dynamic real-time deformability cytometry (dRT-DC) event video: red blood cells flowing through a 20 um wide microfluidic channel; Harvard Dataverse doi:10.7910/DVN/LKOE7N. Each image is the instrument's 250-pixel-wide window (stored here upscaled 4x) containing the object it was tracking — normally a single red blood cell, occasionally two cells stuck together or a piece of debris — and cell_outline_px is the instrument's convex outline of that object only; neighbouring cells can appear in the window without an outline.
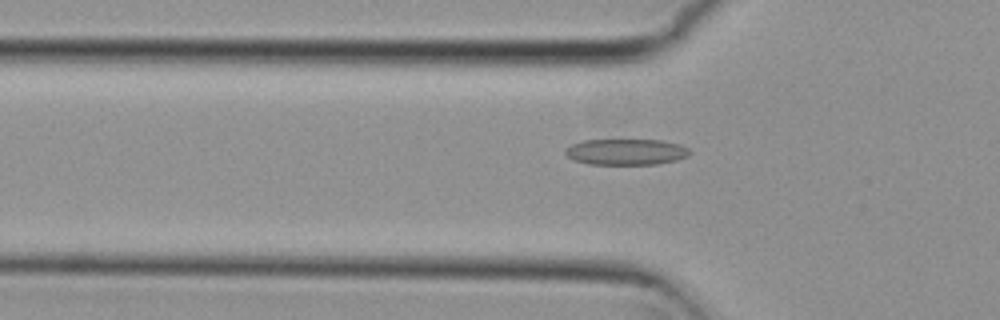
{"species": "common noctule bat (a hibernating species)", "species_latin": "Nyctalus noctula", "temperature_condition": "cold", "stored_images_in_passage": 52, "camera_frame_rate_fps": 3000, "um_per_image_px": 0.085, "animal": {"sex": "female", "body_mass_g": 29.2, "forearm_length_mm": 56.3}, "frame": {"image": 1, "passage_image": 17, "time_ms": 5.333, "image_size_px": [1000, 320], "cell_outline_px": [[692, 152], [688, 156], [676, 160], [656, 164], [588, 164], [572, 160], [564, 152], [564, 148], [572, 144], [584, 140], [660, 140], [680, 144], [688, 148]], "centroid_in_image_um": [53.2, 12.91], "position_along_channel_um": 72.6, "area_um2": 18.96}}
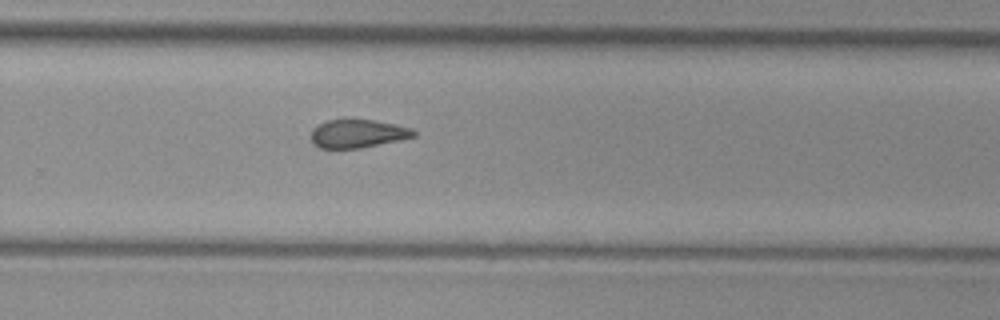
{"frame": {"image": 2, "passage_image": 35, "time_ms": 11.333, "image_size_px": [1000, 320], "cell_outline_px": [[416, 136], [400, 140], [360, 148], [320, 148], [312, 144], [312, 128], [316, 124], [328, 120], [376, 120], [396, 124], [412, 128], [416, 132]], "centroid_in_image_um": [30.41, 11.35], "position_along_channel_um": 299.4, "area_um2": 16.99}}
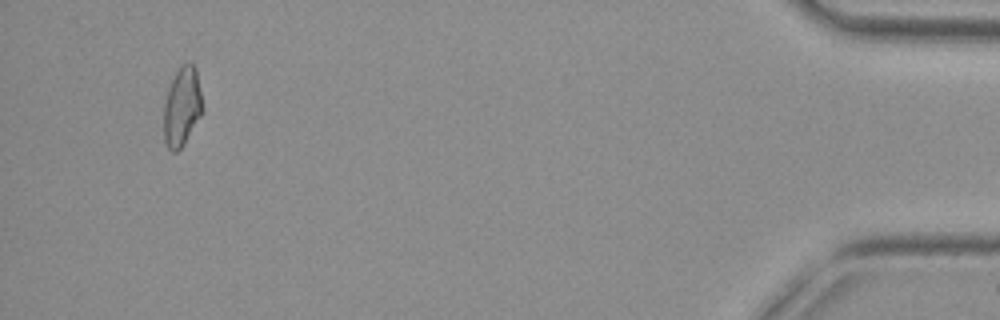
{"frame": {"image": 3, "passage_image": 51, "time_ms": 16.667, "image_size_px": [1000, 320], "cell_outline_px": [[204, 108], [200, 116], [180, 148], [176, 152], [172, 152], [168, 148], [164, 140], [164, 104], [168, 88], [180, 64], [188, 60], [196, 68]], "centroid_in_image_um": [15.47, 9.01], "position_along_channel_um": 419.7, "area_um2": 17.8}}